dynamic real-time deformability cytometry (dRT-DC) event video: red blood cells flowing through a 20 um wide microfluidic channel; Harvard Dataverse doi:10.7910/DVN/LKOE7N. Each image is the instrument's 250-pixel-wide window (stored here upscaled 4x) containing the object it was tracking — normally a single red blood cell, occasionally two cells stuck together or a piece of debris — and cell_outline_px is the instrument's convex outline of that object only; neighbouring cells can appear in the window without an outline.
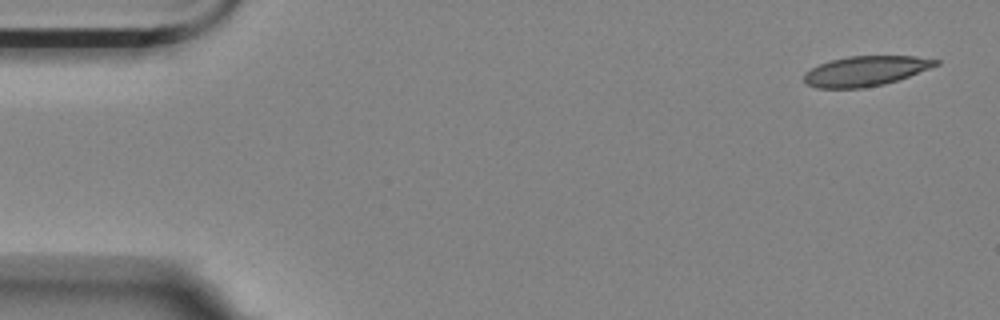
{"species": "Egyptian fruit bat (a non-hibernating species)", "species_latin": "Rousettus aegyptiacus", "temperature_condition": "room temperature", "stored_images_in_passage": 5, "camera_frame_rate_fps": 3000, "um_per_image_px": 0.085, "animal": {"sex": "female"}, "frame": {"image": 1, "passage_image": 1, "time_ms": 0.0, "image_size_px": [1000, 320], "cell_outline_px": [[940, 64], [908, 76], [884, 84], [860, 88], [816, 88], [808, 84], [804, 80], [804, 72], [820, 64], [832, 60], [848, 56], [916, 56], [940, 60]], "centroid_in_image_um": [73.57, 6.03], "position_along_channel_um": 11.4, "area_um2": 22.77}}
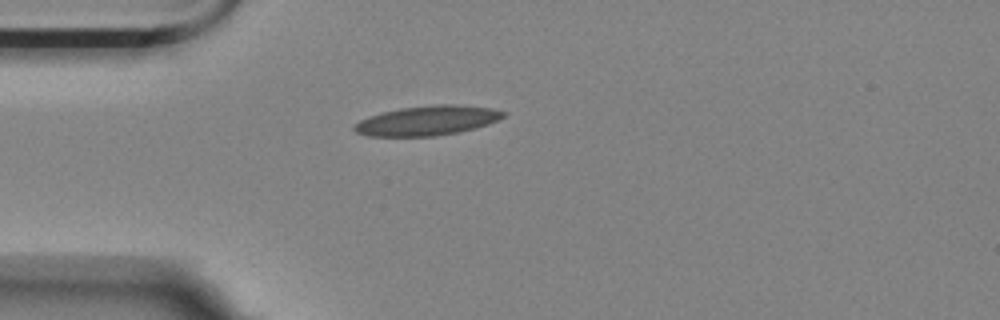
{"frame": {"image": 2, "passage_image": 4, "time_ms": 4.0, "image_size_px": [1000, 320], "cell_outline_px": [[508, 112], [504, 116], [488, 124], [476, 128], [460, 132], [436, 136], [368, 136], [356, 132], [352, 128], [352, 124], [368, 116], [400, 108], [432, 104], [452, 104], [492, 108]], "centroid_in_image_um": [36.31, 10.25], "position_along_channel_um": 48.7, "area_um2": 25.89}}